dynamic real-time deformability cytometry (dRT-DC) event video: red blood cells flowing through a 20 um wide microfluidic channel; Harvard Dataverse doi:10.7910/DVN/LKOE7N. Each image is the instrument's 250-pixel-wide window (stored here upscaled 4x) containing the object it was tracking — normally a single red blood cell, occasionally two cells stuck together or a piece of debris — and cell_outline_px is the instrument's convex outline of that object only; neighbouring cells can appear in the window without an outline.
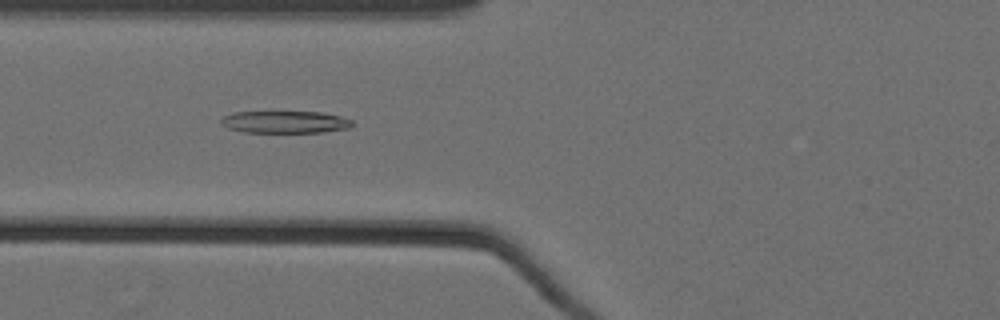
{"species": "Egyptian fruit bat (a non-hibernating species)", "species_latin": "Rousettus aegyptiacus", "temperature_condition": "cold", "stored_images_in_passage": 42, "camera_frame_rate_fps": 3000, "um_per_image_px": 0.085, "animal": {"sex": "female"}, "frame": {"image": 1, "passage_image": 15, "time_ms": 4.667, "image_size_px": [1000, 320], "cell_outline_px": [[352, 124], [348, 128], [320, 132], [244, 132], [228, 128], [220, 124], [220, 120], [224, 116], [232, 112], [320, 112], [340, 116], [352, 120]], "centroid_in_image_um": [24.18, 10.37], "position_along_channel_um": 101.6, "area_um2": 16.82}}
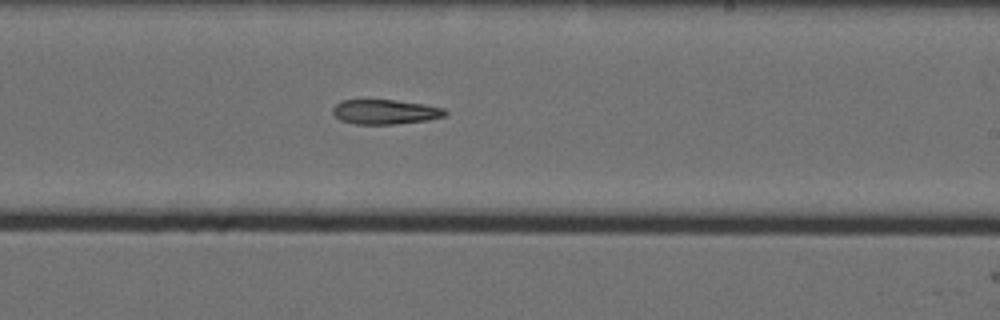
{"frame": {"image": 2, "passage_image": 28, "time_ms": 9.0, "image_size_px": [1000, 320], "cell_outline_px": [[448, 112], [444, 116], [428, 120], [392, 124], [356, 124], [340, 120], [332, 112], [332, 108], [340, 100], [392, 100], [424, 104], [444, 108]], "centroid_in_image_um": [32.73, 9.5], "position_along_channel_um": 256.3, "area_um2": 16.07}}
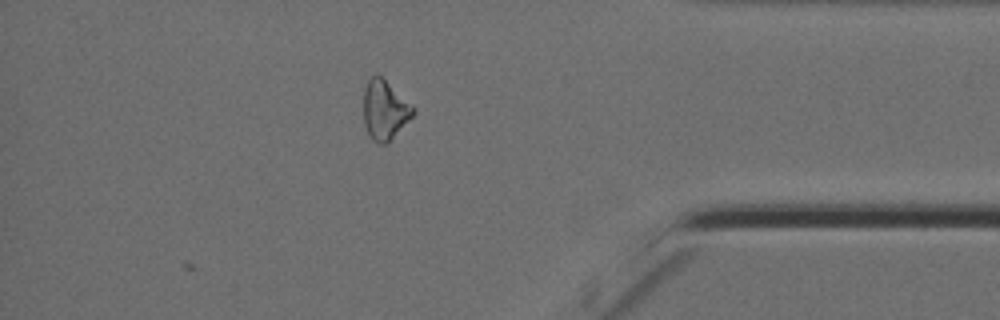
{"frame": {"image": 3, "passage_image": 42, "time_ms": 13.667, "image_size_px": [1000, 320], "cell_outline_px": [[416, 112], [388, 144], [380, 144], [372, 140], [368, 136], [364, 124], [364, 88], [368, 80], [376, 72], [412, 104], [416, 108]], "centroid_in_image_um": [32.7, 9.37], "position_along_channel_um": 402.5, "area_um2": 17.4}}